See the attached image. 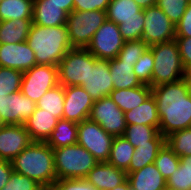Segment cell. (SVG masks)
<instances>
[{"instance_id":"33","label":"cell","mask_w":191,"mask_h":190,"mask_svg":"<svg viewBox=\"0 0 191 190\" xmlns=\"http://www.w3.org/2000/svg\"><path fill=\"white\" fill-rule=\"evenodd\" d=\"M165 143L178 156L191 155V128L178 130L165 138Z\"/></svg>"},{"instance_id":"44","label":"cell","mask_w":191,"mask_h":190,"mask_svg":"<svg viewBox=\"0 0 191 190\" xmlns=\"http://www.w3.org/2000/svg\"><path fill=\"white\" fill-rule=\"evenodd\" d=\"M191 38V1L184 15L176 25V38Z\"/></svg>"},{"instance_id":"25","label":"cell","mask_w":191,"mask_h":190,"mask_svg":"<svg viewBox=\"0 0 191 190\" xmlns=\"http://www.w3.org/2000/svg\"><path fill=\"white\" fill-rule=\"evenodd\" d=\"M108 61L114 89H128L143 85L134 73V66L131 63L120 62L117 58Z\"/></svg>"},{"instance_id":"20","label":"cell","mask_w":191,"mask_h":190,"mask_svg":"<svg viewBox=\"0 0 191 190\" xmlns=\"http://www.w3.org/2000/svg\"><path fill=\"white\" fill-rule=\"evenodd\" d=\"M68 14L48 0H34L32 24L43 27L66 25Z\"/></svg>"},{"instance_id":"32","label":"cell","mask_w":191,"mask_h":190,"mask_svg":"<svg viewBox=\"0 0 191 190\" xmlns=\"http://www.w3.org/2000/svg\"><path fill=\"white\" fill-rule=\"evenodd\" d=\"M64 98V86L59 84L48 90L36 103V107L44 109V112L53 114L58 119H62L64 111Z\"/></svg>"},{"instance_id":"36","label":"cell","mask_w":191,"mask_h":190,"mask_svg":"<svg viewBox=\"0 0 191 190\" xmlns=\"http://www.w3.org/2000/svg\"><path fill=\"white\" fill-rule=\"evenodd\" d=\"M149 46L143 40L125 41L122 49L116 57L120 62H128L133 66L140 56L147 51Z\"/></svg>"},{"instance_id":"24","label":"cell","mask_w":191,"mask_h":190,"mask_svg":"<svg viewBox=\"0 0 191 190\" xmlns=\"http://www.w3.org/2000/svg\"><path fill=\"white\" fill-rule=\"evenodd\" d=\"M106 18L117 25L123 20L144 19L143 9L134 0H110Z\"/></svg>"},{"instance_id":"50","label":"cell","mask_w":191,"mask_h":190,"mask_svg":"<svg viewBox=\"0 0 191 190\" xmlns=\"http://www.w3.org/2000/svg\"><path fill=\"white\" fill-rule=\"evenodd\" d=\"M112 190H131V186H130L128 179H126L122 184L116 186Z\"/></svg>"},{"instance_id":"30","label":"cell","mask_w":191,"mask_h":190,"mask_svg":"<svg viewBox=\"0 0 191 190\" xmlns=\"http://www.w3.org/2000/svg\"><path fill=\"white\" fill-rule=\"evenodd\" d=\"M134 150L135 147L124 136H115L107 162L126 171L131 163Z\"/></svg>"},{"instance_id":"39","label":"cell","mask_w":191,"mask_h":190,"mask_svg":"<svg viewBox=\"0 0 191 190\" xmlns=\"http://www.w3.org/2000/svg\"><path fill=\"white\" fill-rule=\"evenodd\" d=\"M44 188L25 175L12 172L7 184L1 190H43Z\"/></svg>"},{"instance_id":"13","label":"cell","mask_w":191,"mask_h":190,"mask_svg":"<svg viewBox=\"0 0 191 190\" xmlns=\"http://www.w3.org/2000/svg\"><path fill=\"white\" fill-rule=\"evenodd\" d=\"M35 109L36 103L21 91L0 98V116L4 125L24 124Z\"/></svg>"},{"instance_id":"9","label":"cell","mask_w":191,"mask_h":190,"mask_svg":"<svg viewBox=\"0 0 191 190\" xmlns=\"http://www.w3.org/2000/svg\"><path fill=\"white\" fill-rule=\"evenodd\" d=\"M57 85H59L58 67L37 64L23 72L20 91L30 100L37 103L48 90Z\"/></svg>"},{"instance_id":"38","label":"cell","mask_w":191,"mask_h":190,"mask_svg":"<svg viewBox=\"0 0 191 190\" xmlns=\"http://www.w3.org/2000/svg\"><path fill=\"white\" fill-rule=\"evenodd\" d=\"M191 0H157L156 5L176 26L184 15Z\"/></svg>"},{"instance_id":"15","label":"cell","mask_w":191,"mask_h":190,"mask_svg":"<svg viewBox=\"0 0 191 190\" xmlns=\"http://www.w3.org/2000/svg\"><path fill=\"white\" fill-rule=\"evenodd\" d=\"M33 140L23 124H8L0 127V159L11 161Z\"/></svg>"},{"instance_id":"11","label":"cell","mask_w":191,"mask_h":190,"mask_svg":"<svg viewBox=\"0 0 191 190\" xmlns=\"http://www.w3.org/2000/svg\"><path fill=\"white\" fill-rule=\"evenodd\" d=\"M124 43L118 25L106 20L94 33L86 49L97 59L110 60L118 56Z\"/></svg>"},{"instance_id":"45","label":"cell","mask_w":191,"mask_h":190,"mask_svg":"<svg viewBox=\"0 0 191 190\" xmlns=\"http://www.w3.org/2000/svg\"><path fill=\"white\" fill-rule=\"evenodd\" d=\"M175 40L179 48L183 66L186 69L191 65V38H175Z\"/></svg>"},{"instance_id":"7","label":"cell","mask_w":191,"mask_h":190,"mask_svg":"<svg viewBox=\"0 0 191 190\" xmlns=\"http://www.w3.org/2000/svg\"><path fill=\"white\" fill-rule=\"evenodd\" d=\"M107 20L106 11H75L68 14L66 26L73 48H86L94 33Z\"/></svg>"},{"instance_id":"54","label":"cell","mask_w":191,"mask_h":190,"mask_svg":"<svg viewBox=\"0 0 191 190\" xmlns=\"http://www.w3.org/2000/svg\"><path fill=\"white\" fill-rule=\"evenodd\" d=\"M43 190H54L53 188H45Z\"/></svg>"},{"instance_id":"51","label":"cell","mask_w":191,"mask_h":190,"mask_svg":"<svg viewBox=\"0 0 191 190\" xmlns=\"http://www.w3.org/2000/svg\"><path fill=\"white\" fill-rule=\"evenodd\" d=\"M184 79L186 80L188 87L191 90V65L185 69V77Z\"/></svg>"},{"instance_id":"26","label":"cell","mask_w":191,"mask_h":190,"mask_svg":"<svg viewBox=\"0 0 191 190\" xmlns=\"http://www.w3.org/2000/svg\"><path fill=\"white\" fill-rule=\"evenodd\" d=\"M32 19L0 21V44H15L27 41Z\"/></svg>"},{"instance_id":"21","label":"cell","mask_w":191,"mask_h":190,"mask_svg":"<svg viewBox=\"0 0 191 190\" xmlns=\"http://www.w3.org/2000/svg\"><path fill=\"white\" fill-rule=\"evenodd\" d=\"M127 179L131 190H165L166 180L156 168L155 164L127 173Z\"/></svg>"},{"instance_id":"23","label":"cell","mask_w":191,"mask_h":190,"mask_svg":"<svg viewBox=\"0 0 191 190\" xmlns=\"http://www.w3.org/2000/svg\"><path fill=\"white\" fill-rule=\"evenodd\" d=\"M124 117L127 125L143 124L154 126L159 129L160 119L157 112L155 97L152 94L145 102L136 108L124 112Z\"/></svg>"},{"instance_id":"28","label":"cell","mask_w":191,"mask_h":190,"mask_svg":"<svg viewBox=\"0 0 191 190\" xmlns=\"http://www.w3.org/2000/svg\"><path fill=\"white\" fill-rule=\"evenodd\" d=\"M123 136L135 147L149 144V141H165V137L154 126L143 124L127 125Z\"/></svg>"},{"instance_id":"49","label":"cell","mask_w":191,"mask_h":190,"mask_svg":"<svg viewBox=\"0 0 191 190\" xmlns=\"http://www.w3.org/2000/svg\"><path fill=\"white\" fill-rule=\"evenodd\" d=\"M142 9L156 5L157 0H134Z\"/></svg>"},{"instance_id":"31","label":"cell","mask_w":191,"mask_h":190,"mask_svg":"<svg viewBox=\"0 0 191 190\" xmlns=\"http://www.w3.org/2000/svg\"><path fill=\"white\" fill-rule=\"evenodd\" d=\"M165 141H149V144L139 145L135 148L131 163L126 173L137 171L146 165L154 163L158 151L163 147Z\"/></svg>"},{"instance_id":"3","label":"cell","mask_w":191,"mask_h":190,"mask_svg":"<svg viewBox=\"0 0 191 190\" xmlns=\"http://www.w3.org/2000/svg\"><path fill=\"white\" fill-rule=\"evenodd\" d=\"M27 43L34 51L38 65L57 66L66 53L73 49L66 25L43 27L32 24Z\"/></svg>"},{"instance_id":"14","label":"cell","mask_w":191,"mask_h":190,"mask_svg":"<svg viewBox=\"0 0 191 190\" xmlns=\"http://www.w3.org/2000/svg\"><path fill=\"white\" fill-rule=\"evenodd\" d=\"M64 111L62 119L80 123L89 119L94 100L81 86L64 87Z\"/></svg>"},{"instance_id":"52","label":"cell","mask_w":191,"mask_h":190,"mask_svg":"<svg viewBox=\"0 0 191 190\" xmlns=\"http://www.w3.org/2000/svg\"><path fill=\"white\" fill-rule=\"evenodd\" d=\"M4 124H3V122H2V118H1V116H0V127H2Z\"/></svg>"},{"instance_id":"8","label":"cell","mask_w":191,"mask_h":190,"mask_svg":"<svg viewBox=\"0 0 191 190\" xmlns=\"http://www.w3.org/2000/svg\"><path fill=\"white\" fill-rule=\"evenodd\" d=\"M114 136L90 119L78 123L77 143L87 149L98 162H107Z\"/></svg>"},{"instance_id":"17","label":"cell","mask_w":191,"mask_h":190,"mask_svg":"<svg viewBox=\"0 0 191 190\" xmlns=\"http://www.w3.org/2000/svg\"><path fill=\"white\" fill-rule=\"evenodd\" d=\"M37 65L35 53L27 41L15 44H0V67L25 72Z\"/></svg>"},{"instance_id":"19","label":"cell","mask_w":191,"mask_h":190,"mask_svg":"<svg viewBox=\"0 0 191 190\" xmlns=\"http://www.w3.org/2000/svg\"><path fill=\"white\" fill-rule=\"evenodd\" d=\"M58 120L53 114L44 112V109L36 107L33 114L23 125L33 141L46 142Z\"/></svg>"},{"instance_id":"43","label":"cell","mask_w":191,"mask_h":190,"mask_svg":"<svg viewBox=\"0 0 191 190\" xmlns=\"http://www.w3.org/2000/svg\"><path fill=\"white\" fill-rule=\"evenodd\" d=\"M75 11H94L101 10L106 11L110 0H73Z\"/></svg>"},{"instance_id":"53","label":"cell","mask_w":191,"mask_h":190,"mask_svg":"<svg viewBox=\"0 0 191 190\" xmlns=\"http://www.w3.org/2000/svg\"><path fill=\"white\" fill-rule=\"evenodd\" d=\"M165 190H177V189H173V188H170V187H167L166 186V189Z\"/></svg>"},{"instance_id":"4","label":"cell","mask_w":191,"mask_h":190,"mask_svg":"<svg viewBox=\"0 0 191 190\" xmlns=\"http://www.w3.org/2000/svg\"><path fill=\"white\" fill-rule=\"evenodd\" d=\"M154 58L152 87L164 83H174L184 79L183 66L176 40L149 46Z\"/></svg>"},{"instance_id":"48","label":"cell","mask_w":191,"mask_h":190,"mask_svg":"<svg viewBox=\"0 0 191 190\" xmlns=\"http://www.w3.org/2000/svg\"><path fill=\"white\" fill-rule=\"evenodd\" d=\"M180 164L184 166V169L190 176V184H191V155L180 157Z\"/></svg>"},{"instance_id":"22","label":"cell","mask_w":191,"mask_h":190,"mask_svg":"<svg viewBox=\"0 0 191 190\" xmlns=\"http://www.w3.org/2000/svg\"><path fill=\"white\" fill-rule=\"evenodd\" d=\"M151 94L152 88L143 84L135 88L114 89L109 97L123 112H127L145 102Z\"/></svg>"},{"instance_id":"35","label":"cell","mask_w":191,"mask_h":190,"mask_svg":"<svg viewBox=\"0 0 191 190\" xmlns=\"http://www.w3.org/2000/svg\"><path fill=\"white\" fill-rule=\"evenodd\" d=\"M23 72L0 67V98L20 91Z\"/></svg>"},{"instance_id":"18","label":"cell","mask_w":191,"mask_h":190,"mask_svg":"<svg viewBox=\"0 0 191 190\" xmlns=\"http://www.w3.org/2000/svg\"><path fill=\"white\" fill-rule=\"evenodd\" d=\"M85 179L97 190H112L127 179V173L108 162H98Z\"/></svg>"},{"instance_id":"34","label":"cell","mask_w":191,"mask_h":190,"mask_svg":"<svg viewBox=\"0 0 191 190\" xmlns=\"http://www.w3.org/2000/svg\"><path fill=\"white\" fill-rule=\"evenodd\" d=\"M180 157H178L165 143L158 151L154 164L165 180L178 168Z\"/></svg>"},{"instance_id":"1","label":"cell","mask_w":191,"mask_h":190,"mask_svg":"<svg viewBox=\"0 0 191 190\" xmlns=\"http://www.w3.org/2000/svg\"><path fill=\"white\" fill-rule=\"evenodd\" d=\"M160 119L159 132L171 133L191 128V90L185 79L152 87Z\"/></svg>"},{"instance_id":"46","label":"cell","mask_w":191,"mask_h":190,"mask_svg":"<svg viewBox=\"0 0 191 190\" xmlns=\"http://www.w3.org/2000/svg\"><path fill=\"white\" fill-rule=\"evenodd\" d=\"M13 172L11 162L0 159V190L7 184Z\"/></svg>"},{"instance_id":"27","label":"cell","mask_w":191,"mask_h":190,"mask_svg":"<svg viewBox=\"0 0 191 190\" xmlns=\"http://www.w3.org/2000/svg\"><path fill=\"white\" fill-rule=\"evenodd\" d=\"M78 123L59 119L46 143L53 149L77 143Z\"/></svg>"},{"instance_id":"6","label":"cell","mask_w":191,"mask_h":190,"mask_svg":"<svg viewBox=\"0 0 191 190\" xmlns=\"http://www.w3.org/2000/svg\"><path fill=\"white\" fill-rule=\"evenodd\" d=\"M96 58L86 48H73L61 59L58 67V80L62 86H82L89 75V66Z\"/></svg>"},{"instance_id":"37","label":"cell","mask_w":191,"mask_h":190,"mask_svg":"<svg viewBox=\"0 0 191 190\" xmlns=\"http://www.w3.org/2000/svg\"><path fill=\"white\" fill-rule=\"evenodd\" d=\"M153 68L154 58L152 51L148 48L134 65V73L142 84L149 85L151 88Z\"/></svg>"},{"instance_id":"40","label":"cell","mask_w":191,"mask_h":190,"mask_svg":"<svg viewBox=\"0 0 191 190\" xmlns=\"http://www.w3.org/2000/svg\"><path fill=\"white\" fill-rule=\"evenodd\" d=\"M145 19L123 20L118 25L120 33L125 41L140 40L144 28Z\"/></svg>"},{"instance_id":"42","label":"cell","mask_w":191,"mask_h":190,"mask_svg":"<svg viewBox=\"0 0 191 190\" xmlns=\"http://www.w3.org/2000/svg\"><path fill=\"white\" fill-rule=\"evenodd\" d=\"M52 188L54 190H97L85 178L56 180Z\"/></svg>"},{"instance_id":"12","label":"cell","mask_w":191,"mask_h":190,"mask_svg":"<svg viewBox=\"0 0 191 190\" xmlns=\"http://www.w3.org/2000/svg\"><path fill=\"white\" fill-rule=\"evenodd\" d=\"M89 119L114 137L123 136L127 127L124 112L109 96L94 101Z\"/></svg>"},{"instance_id":"2","label":"cell","mask_w":191,"mask_h":190,"mask_svg":"<svg viewBox=\"0 0 191 190\" xmlns=\"http://www.w3.org/2000/svg\"><path fill=\"white\" fill-rule=\"evenodd\" d=\"M10 162L14 172L31 178L44 189L52 188L57 180L53 148L46 142L33 141Z\"/></svg>"},{"instance_id":"47","label":"cell","mask_w":191,"mask_h":190,"mask_svg":"<svg viewBox=\"0 0 191 190\" xmlns=\"http://www.w3.org/2000/svg\"><path fill=\"white\" fill-rule=\"evenodd\" d=\"M48 2L60 6V9L64 10L67 14L73 11L74 7L73 0H48Z\"/></svg>"},{"instance_id":"29","label":"cell","mask_w":191,"mask_h":190,"mask_svg":"<svg viewBox=\"0 0 191 190\" xmlns=\"http://www.w3.org/2000/svg\"><path fill=\"white\" fill-rule=\"evenodd\" d=\"M34 0H1L0 21L32 19Z\"/></svg>"},{"instance_id":"16","label":"cell","mask_w":191,"mask_h":190,"mask_svg":"<svg viewBox=\"0 0 191 190\" xmlns=\"http://www.w3.org/2000/svg\"><path fill=\"white\" fill-rule=\"evenodd\" d=\"M81 87L84 88L94 101L109 96L114 90L109 61L96 58L94 65L89 66V75L86 83Z\"/></svg>"},{"instance_id":"41","label":"cell","mask_w":191,"mask_h":190,"mask_svg":"<svg viewBox=\"0 0 191 190\" xmlns=\"http://www.w3.org/2000/svg\"><path fill=\"white\" fill-rule=\"evenodd\" d=\"M166 186L177 190H191L190 176L180 163L178 168L166 180Z\"/></svg>"},{"instance_id":"10","label":"cell","mask_w":191,"mask_h":190,"mask_svg":"<svg viewBox=\"0 0 191 190\" xmlns=\"http://www.w3.org/2000/svg\"><path fill=\"white\" fill-rule=\"evenodd\" d=\"M143 14L145 20L141 40L148 46L176 38V26L157 5L144 8Z\"/></svg>"},{"instance_id":"5","label":"cell","mask_w":191,"mask_h":190,"mask_svg":"<svg viewBox=\"0 0 191 190\" xmlns=\"http://www.w3.org/2000/svg\"><path fill=\"white\" fill-rule=\"evenodd\" d=\"M57 180L86 178L98 161L78 143L53 149Z\"/></svg>"}]
</instances>
